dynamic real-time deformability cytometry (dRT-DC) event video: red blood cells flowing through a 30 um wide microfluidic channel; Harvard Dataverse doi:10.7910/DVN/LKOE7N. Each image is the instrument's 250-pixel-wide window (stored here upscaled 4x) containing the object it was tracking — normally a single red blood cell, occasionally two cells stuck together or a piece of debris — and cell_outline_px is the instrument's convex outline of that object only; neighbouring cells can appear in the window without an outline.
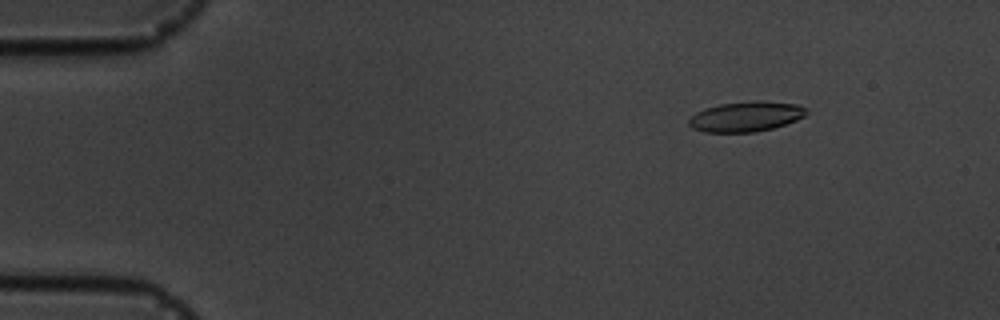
{"species": "common noctule bat (a hibernating species)", "species_latin": "Nyctalus noctula", "temperature_condition": "cold", "stored_images_in_passage": 8, "camera_frame_rate_fps": 3000, "um_per_image_px": 0.085, "animal": {"sex": "male", "body_mass_g": 19.5, "forearm_length_mm": 54.6}, "frame": {"image": 1, "passage_image": 3, "time_ms": 2.333, "image_size_px": [1000, 320], "cell_outline_px": [[808, 112], [804, 116], [796, 120], [772, 128], [756, 132], [704, 132], [692, 128], [688, 124], [688, 120], [696, 112], [704, 108], [720, 104], [756, 100], [796, 104], [804, 108]], "centroid_in_image_um": [63.37, 9.91], "position_along_channel_um": 21.6, "area_um2": 20.52}}
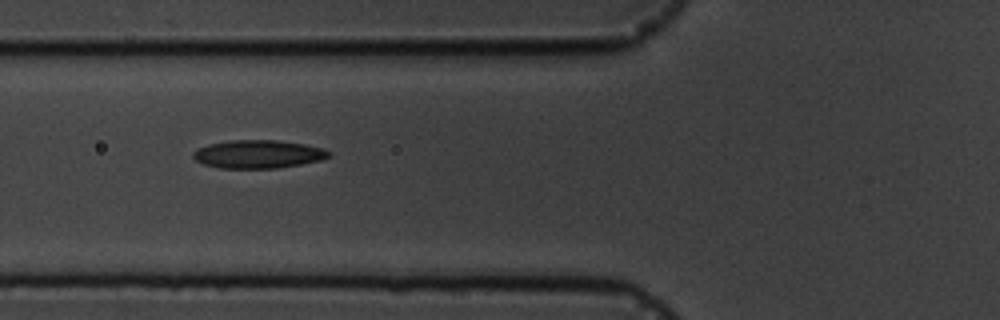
{"frame": {"image": 2, "passage_image": 7, "time_ms": 7.0, "image_size_px": [1000, 320], "cell_outline_px": [[332, 156], [324, 160], [276, 168], [220, 168], [204, 164], [196, 160], [192, 156], [192, 152], [196, 148], [208, 144], [228, 140], [276, 140], [304, 144], [324, 148], [332, 152]], "centroid_in_image_um": [21.96, 13.1], "position_along_channel_um": 103.8, "area_um2": 22.54}}
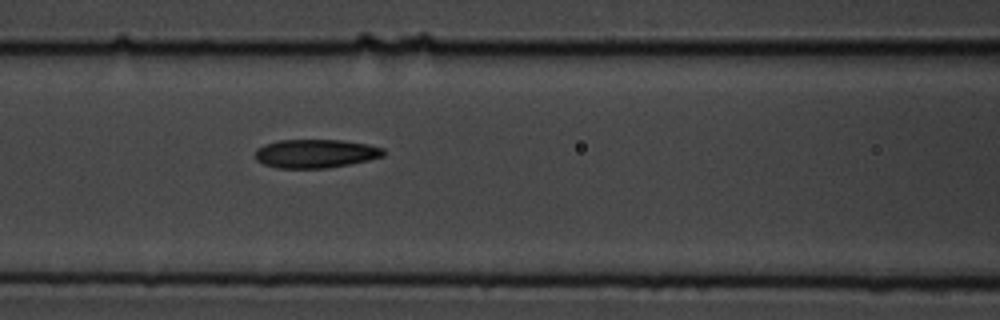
{"frame": {"image": 3, "passage_image": 8, "time_ms": 8.0, "image_size_px": [1000, 320], "cell_outline_px": [[384, 156], [368, 160], [328, 168], [276, 168], [264, 164], [256, 160], [256, 148], [264, 144], [276, 140], [340, 140], [368, 144], [384, 148]], "centroid_in_image_um": [26.8, 13.05], "position_along_channel_um": 139.8, "area_um2": 21.44}}